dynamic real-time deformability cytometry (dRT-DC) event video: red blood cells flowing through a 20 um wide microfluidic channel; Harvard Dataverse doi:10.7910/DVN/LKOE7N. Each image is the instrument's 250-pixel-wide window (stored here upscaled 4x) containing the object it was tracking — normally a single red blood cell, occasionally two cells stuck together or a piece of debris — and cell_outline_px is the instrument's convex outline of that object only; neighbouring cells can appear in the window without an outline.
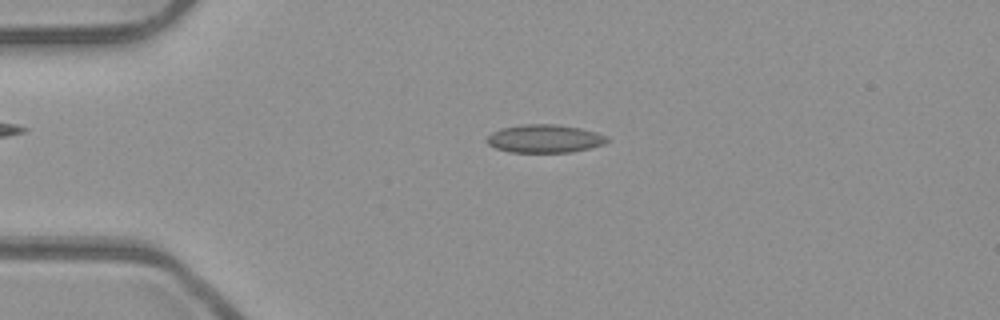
{"species": "common noctule bat (a hibernating species)", "species_latin": "Nyctalus noctula", "temperature_condition": "room temperature", "stored_images_in_passage": 51, "camera_frame_rate_fps": 3000, "um_per_image_px": 0.085, "animal": {"sex": "male", "body_mass_g": 23.1, "forearm_length_mm": 52.7}, "frame": {"image": 1, "passage_image": 11, "time_ms": 3.333, "image_size_px": [1000, 320], "cell_outline_px": [[608, 140], [604, 144], [572, 152], [508, 152], [496, 148], [488, 144], [484, 140], [492, 132], [500, 128], [524, 124], [556, 124], [580, 128], [596, 132], [608, 136]], "centroid_in_image_um": [46.27, 11.78], "position_along_channel_um": 38.7, "area_um2": 19.77}}
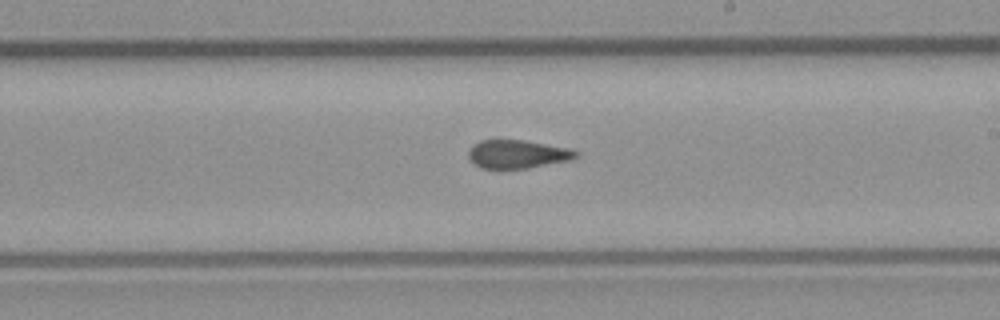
{"frame": {"image": 2, "passage_image": 29, "time_ms": 9.333, "image_size_px": [1000, 320], "cell_outline_px": [[580, 156], [572, 160], [528, 168], [480, 168], [468, 156], [468, 152], [472, 144], [480, 140], [496, 136], [524, 140], [568, 148], [580, 152]], "centroid_in_image_um": [43.97, 13.05], "position_along_channel_um": 245.0, "area_um2": 18.44}}
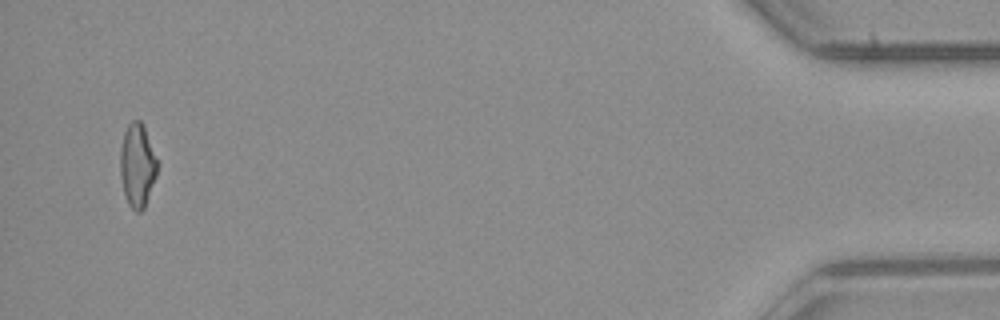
{"frame": {"image": 3, "passage_image": 49, "time_ms": 16.0, "image_size_px": [1000, 320], "cell_outline_px": [[156, 176], [144, 208], [140, 212], [136, 212], [128, 204], [124, 196], [120, 176], [120, 148], [124, 132], [128, 124], [132, 120], [140, 120], [144, 124], [156, 160]], "centroid_in_image_um": [11.64, 14.05], "position_along_channel_um": 423.6, "area_um2": 17.98}, "authors_computed_cell_mechanics": {"area_um2": 18.6694, "velocity_mm_per_s": 3.9731, "shape_relaxation_time_tau1_ms": null, "shape_relaxation_time_tau2_ms": 2.1824, "deformation_change_tau1": null, "deformation_change_tau2": 0.083}}